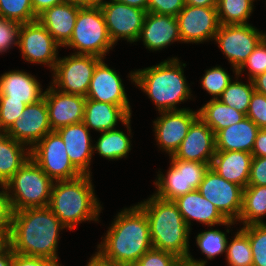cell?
Returning a JSON list of instances; mask_svg holds the SVG:
<instances>
[{
	"label": "cell",
	"instance_id": "cell-1",
	"mask_svg": "<svg viewBox=\"0 0 266 266\" xmlns=\"http://www.w3.org/2000/svg\"><path fill=\"white\" fill-rule=\"evenodd\" d=\"M152 247L148 218L136 204L118 212L91 257L96 262L135 264Z\"/></svg>",
	"mask_w": 266,
	"mask_h": 266
},
{
	"label": "cell",
	"instance_id": "cell-2",
	"mask_svg": "<svg viewBox=\"0 0 266 266\" xmlns=\"http://www.w3.org/2000/svg\"><path fill=\"white\" fill-rule=\"evenodd\" d=\"M64 228L48 206L15 211L7 243L14 253L59 261L56 251Z\"/></svg>",
	"mask_w": 266,
	"mask_h": 266
},
{
	"label": "cell",
	"instance_id": "cell-3",
	"mask_svg": "<svg viewBox=\"0 0 266 266\" xmlns=\"http://www.w3.org/2000/svg\"><path fill=\"white\" fill-rule=\"evenodd\" d=\"M179 61L177 57H172L152 67L129 73L131 82L152 99L159 112L187 109H179L176 105L191 99L192 92L184 76L183 67L186 64Z\"/></svg>",
	"mask_w": 266,
	"mask_h": 266
},
{
	"label": "cell",
	"instance_id": "cell-4",
	"mask_svg": "<svg viewBox=\"0 0 266 266\" xmlns=\"http://www.w3.org/2000/svg\"><path fill=\"white\" fill-rule=\"evenodd\" d=\"M137 205L148 218L153 248L170 252L185 262L190 256L191 229L181 216L176 203L153 194Z\"/></svg>",
	"mask_w": 266,
	"mask_h": 266
},
{
	"label": "cell",
	"instance_id": "cell-5",
	"mask_svg": "<svg viewBox=\"0 0 266 266\" xmlns=\"http://www.w3.org/2000/svg\"><path fill=\"white\" fill-rule=\"evenodd\" d=\"M91 176L81 175L53 183L48 207L69 230L85 221L99 222L102 207L96 198Z\"/></svg>",
	"mask_w": 266,
	"mask_h": 266
},
{
	"label": "cell",
	"instance_id": "cell-6",
	"mask_svg": "<svg viewBox=\"0 0 266 266\" xmlns=\"http://www.w3.org/2000/svg\"><path fill=\"white\" fill-rule=\"evenodd\" d=\"M53 183L30 157L3 186L12 212L48 206Z\"/></svg>",
	"mask_w": 266,
	"mask_h": 266
},
{
	"label": "cell",
	"instance_id": "cell-7",
	"mask_svg": "<svg viewBox=\"0 0 266 266\" xmlns=\"http://www.w3.org/2000/svg\"><path fill=\"white\" fill-rule=\"evenodd\" d=\"M66 46L77 50L73 54L95 55L104 59L114 44L100 7H80L72 36L63 47Z\"/></svg>",
	"mask_w": 266,
	"mask_h": 266
},
{
	"label": "cell",
	"instance_id": "cell-8",
	"mask_svg": "<svg viewBox=\"0 0 266 266\" xmlns=\"http://www.w3.org/2000/svg\"><path fill=\"white\" fill-rule=\"evenodd\" d=\"M169 157L171 162L167 174L160 171L153 183L157 186L154 195L163 200L174 201L198 190L211 164L175 159L172 155Z\"/></svg>",
	"mask_w": 266,
	"mask_h": 266
},
{
	"label": "cell",
	"instance_id": "cell-9",
	"mask_svg": "<svg viewBox=\"0 0 266 266\" xmlns=\"http://www.w3.org/2000/svg\"><path fill=\"white\" fill-rule=\"evenodd\" d=\"M101 60L95 55L73 53L58 58L51 85L60 92L86 97L94 69Z\"/></svg>",
	"mask_w": 266,
	"mask_h": 266
},
{
	"label": "cell",
	"instance_id": "cell-10",
	"mask_svg": "<svg viewBox=\"0 0 266 266\" xmlns=\"http://www.w3.org/2000/svg\"><path fill=\"white\" fill-rule=\"evenodd\" d=\"M30 157L54 182L82 175L71 163L66 146L56 131L47 133L30 150Z\"/></svg>",
	"mask_w": 266,
	"mask_h": 266
},
{
	"label": "cell",
	"instance_id": "cell-11",
	"mask_svg": "<svg viewBox=\"0 0 266 266\" xmlns=\"http://www.w3.org/2000/svg\"><path fill=\"white\" fill-rule=\"evenodd\" d=\"M265 36V33L249 23L220 24L214 40L234 68L233 72L237 75V70Z\"/></svg>",
	"mask_w": 266,
	"mask_h": 266
},
{
	"label": "cell",
	"instance_id": "cell-12",
	"mask_svg": "<svg viewBox=\"0 0 266 266\" xmlns=\"http://www.w3.org/2000/svg\"><path fill=\"white\" fill-rule=\"evenodd\" d=\"M18 47L28 63L45 64L53 71L58 61V48L61 46L47 29L35 20L21 25Z\"/></svg>",
	"mask_w": 266,
	"mask_h": 266
},
{
	"label": "cell",
	"instance_id": "cell-13",
	"mask_svg": "<svg viewBox=\"0 0 266 266\" xmlns=\"http://www.w3.org/2000/svg\"><path fill=\"white\" fill-rule=\"evenodd\" d=\"M100 8L114 45L120 39L138 42L147 11L113 0L105 1Z\"/></svg>",
	"mask_w": 266,
	"mask_h": 266
},
{
	"label": "cell",
	"instance_id": "cell-14",
	"mask_svg": "<svg viewBox=\"0 0 266 266\" xmlns=\"http://www.w3.org/2000/svg\"><path fill=\"white\" fill-rule=\"evenodd\" d=\"M200 194L212 202L227 219L238 220L242 210L243 188L209 168L199 185Z\"/></svg>",
	"mask_w": 266,
	"mask_h": 266
},
{
	"label": "cell",
	"instance_id": "cell-15",
	"mask_svg": "<svg viewBox=\"0 0 266 266\" xmlns=\"http://www.w3.org/2000/svg\"><path fill=\"white\" fill-rule=\"evenodd\" d=\"M176 19L182 43L212 41L220 26L216 7L185 5Z\"/></svg>",
	"mask_w": 266,
	"mask_h": 266
},
{
	"label": "cell",
	"instance_id": "cell-16",
	"mask_svg": "<svg viewBox=\"0 0 266 266\" xmlns=\"http://www.w3.org/2000/svg\"><path fill=\"white\" fill-rule=\"evenodd\" d=\"M52 132L45 99L26 105L22 115L5 131L14 140L30 150L47 134Z\"/></svg>",
	"mask_w": 266,
	"mask_h": 266
},
{
	"label": "cell",
	"instance_id": "cell-17",
	"mask_svg": "<svg viewBox=\"0 0 266 266\" xmlns=\"http://www.w3.org/2000/svg\"><path fill=\"white\" fill-rule=\"evenodd\" d=\"M159 115L161 116L153 121L155 139L160 149L171 156L179 148L199 113L187 108L159 112Z\"/></svg>",
	"mask_w": 266,
	"mask_h": 266
},
{
	"label": "cell",
	"instance_id": "cell-18",
	"mask_svg": "<svg viewBox=\"0 0 266 266\" xmlns=\"http://www.w3.org/2000/svg\"><path fill=\"white\" fill-rule=\"evenodd\" d=\"M43 98L47 104L52 131L83 122L85 96L60 92L50 84Z\"/></svg>",
	"mask_w": 266,
	"mask_h": 266
},
{
	"label": "cell",
	"instance_id": "cell-19",
	"mask_svg": "<svg viewBox=\"0 0 266 266\" xmlns=\"http://www.w3.org/2000/svg\"><path fill=\"white\" fill-rule=\"evenodd\" d=\"M215 153V133L198 117L172 156L175 159L211 164Z\"/></svg>",
	"mask_w": 266,
	"mask_h": 266
},
{
	"label": "cell",
	"instance_id": "cell-20",
	"mask_svg": "<svg viewBox=\"0 0 266 266\" xmlns=\"http://www.w3.org/2000/svg\"><path fill=\"white\" fill-rule=\"evenodd\" d=\"M103 60L94 69L86 98L118 106H130L120 75Z\"/></svg>",
	"mask_w": 266,
	"mask_h": 266
},
{
	"label": "cell",
	"instance_id": "cell-21",
	"mask_svg": "<svg viewBox=\"0 0 266 266\" xmlns=\"http://www.w3.org/2000/svg\"><path fill=\"white\" fill-rule=\"evenodd\" d=\"M56 132L62 138L73 166L82 175H91L90 163L94 151L89 128L81 122L63 126Z\"/></svg>",
	"mask_w": 266,
	"mask_h": 266
},
{
	"label": "cell",
	"instance_id": "cell-22",
	"mask_svg": "<svg viewBox=\"0 0 266 266\" xmlns=\"http://www.w3.org/2000/svg\"><path fill=\"white\" fill-rule=\"evenodd\" d=\"M146 49L159 51L175 41H181L175 16L147 12L138 38Z\"/></svg>",
	"mask_w": 266,
	"mask_h": 266
},
{
	"label": "cell",
	"instance_id": "cell-23",
	"mask_svg": "<svg viewBox=\"0 0 266 266\" xmlns=\"http://www.w3.org/2000/svg\"><path fill=\"white\" fill-rule=\"evenodd\" d=\"M174 202L189 228L193 219L210 227L214 225L230 227L236 224V221L227 220L215 205L204 198L198 190L180 196Z\"/></svg>",
	"mask_w": 266,
	"mask_h": 266
},
{
	"label": "cell",
	"instance_id": "cell-24",
	"mask_svg": "<svg viewBox=\"0 0 266 266\" xmlns=\"http://www.w3.org/2000/svg\"><path fill=\"white\" fill-rule=\"evenodd\" d=\"M131 112V106H118L86 98L83 123L89 129L105 132L115 129L117 122L121 121L132 135Z\"/></svg>",
	"mask_w": 266,
	"mask_h": 266
},
{
	"label": "cell",
	"instance_id": "cell-25",
	"mask_svg": "<svg viewBox=\"0 0 266 266\" xmlns=\"http://www.w3.org/2000/svg\"><path fill=\"white\" fill-rule=\"evenodd\" d=\"M41 84L31 74L23 70H11L0 76V98L34 104L44 97Z\"/></svg>",
	"mask_w": 266,
	"mask_h": 266
},
{
	"label": "cell",
	"instance_id": "cell-26",
	"mask_svg": "<svg viewBox=\"0 0 266 266\" xmlns=\"http://www.w3.org/2000/svg\"><path fill=\"white\" fill-rule=\"evenodd\" d=\"M80 7L68 0L46 9L37 20L63 47L72 36Z\"/></svg>",
	"mask_w": 266,
	"mask_h": 266
},
{
	"label": "cell",
	"instance_id": "cell-27",
	"mask_svg": "<svg viewBox=\"0 0 266 266\" xmlns=\"http://www.w3.org/2000/svg\"><path fill=\"white\" fill-rule=\"evenodd\" d=\"M252 158V153L244 151H216L210 168L244 189L248 186Z\"/></svg>",
	"mask_w": 266,
	"mask_h": 266
},
{
	"label": "cell",
	"instance_id": "cell-28",
	"mask_svg": "<svg viewBox=\"0 0 266 266\" xmlns=\"http://www.w3.org/2000/svg\"><path fill=\"white\" fill-rule=\"evenodd\" d=\"M260 128L247 116L215 134L216 151H244L251 153Z\"/></svg>",
	"mask_w": 266,
	"mask_h": 266
},
{
	"label": "cell",
	"instance_id": "cell-29",
	"mask_svg": "<svg viewBox=\"0 0 266 266\" xmlns=\"http://www.w3.org/2000/svg\"><path fill=\"white\" fill-rule=\"evenodd\" d=\"M6 133L0 135V186L4 184L30 158V149Z\"/></svg>",
	"mask_w": 266,
	"mask_h": 266
},
{
	"label": "cell",
	"instance_id": "cell-30",
	"mask_svg": "<svg viewBox=\"0 0 266 266\" xmlns=\"http://www.w3.org/2000/svg\"><path fill=\"white\" fill-rule=\"evenodd\" d=\"M198 113L215 134L246 117L244 113L222 103L219 99H210L198 110Z\"/></svg>",
	"mask_w": 266,
	"mask_h": 266
},
{
	"label": "cell",
	"instance_id": "cell-31",
	"mask_svg": "<svg viewBox=\"0 0 266 266\" xmlns=\"http://www.w3.org/2000/svg\"><path fill=\"white\" fill-rule=\"evenodd\" d=\"M266 186H247L243 189L242 210L238 218L243 226L266 223Z\"/></svg>",
	"mask_w": 266,
	"mask_h": 266
},
{
	"label": "cell",
	"instance_id": "cell-32",
	"mask_svg": "<svg viewBox=\"0 0 266 266\" xmlns=\"http://www.w3.org/2000/svg\"><path fill=\"white\" fill-rule=\"evenodd\" d=\"M100 133L99 139L93 144V151H97L100 156L108 160H120L127 157L131 150L130 135L127 136L116 128Z\"/></svg>",
	"mask_w": 266,
	"mask_h": 266
},
{
	"label": "cell",
	"instance_id": "cell-33",
	"mask_svg": "<svg viewBox=\"0 0 266 266\" xmlns=\"http://www.w3.org/2000/svg\"><path fill=\"white\" fill-rule=\"evenodd\" d=\"M255 0H218L217 13L221 25L248 24Z\"/></svg>",
	"mask_w": 266,
	"mask_h": 266
},
{
	"label": "cell",
	"instance_id": "cell-34",
	"mask_svg": "<svg viewBox=\"0 0 266 266\" xmlns=\"http://www.w3.org/2000/svg\"><path fill=\"white\" fill-rule=\"evenodd\" d=\"M235 77L236 80L228 84L227 88L218 99L222 103L234 107L237 111L246 115L254 92V85L251 80H249V84H245L238 81V75Z\"/></svg>",
	"mask_w": 266,
	"mask_h": 266
},
{
	"label": "cell",
	"instance_id": "cell-35",
	"mask_svg": "<svg viewBox=\"0 0 266 266\" xmlns=\"http://www.w3.org/2000/svg\"><path fill=\"white\" fill-rule=\"evenodd\" d=\"M226 260L229 266H252L253 255L248 236L240 229L236 232L226 249Z\"/></svg>",
	"mask_w": 266,
	"mask_h": 266
},
{
	"label": "cell",
	"instance_id": "cell-36",
	"mask_svg": "<svg viewBox=\"0 0 266 266\" xmlns=\"http://www.w3.org/2000/svg\"><path fill=\"white\" fill-rule=\"evenodd\" d=\"M210 228V230L198 233L196 237V245L207 260L226 253L227 243H229L225 232L212 229V226Z\"/></svg>",
	"mask_w": 266,
	"mask_h": 266
},
{
	"label": "cell",
	"instance_id": "cell-37",
	"mask_svg": "<svg viewBox=\"0 0 266 266\" xmlns=\"http://www.w3.org/2000/svg\"><path fill=\"white\" fill-rule=\"evenodd\" d=\"M250 241L252 266H266V223L250 224L240 228Z\"/></svg>",
	"mask_w": 266,
	"mask_h": 266
},
{
	"label": "cell",
	"instance_id": "cell-38",
	"mask_svg": "<svg viewBox=\"0 0 266 266\" xmlns=\"http://www.w3.org/2000/svg\"><path fill=\"white\" fill-rule=\"evenodd\" d=\"M0 18L21 24L37 20L31 0H0Z\"/></svg>",
	"mask_w": 266,
	"mask_h": 266
},
{
	"label": "cell",
	"instance_id": "cell-39",
	"mask_svg": "<svg viewBox=\"0 0 266 266\" xmlns=\"http://www.w3.org/2000/svg\"><path fill=\"white\" fill-rule=\"evenodd\" d=\"M231 79L224 68L215 66L206 70L201 79V85L207 93L212 95V99H218L232 81Z\"/></svg>",
	"mask_w": 266,
	"mask_h": 266
},
{
	"label": "cell",
	"instance_id": "cell-40",
	"mask_svg": "<svg viewBox=\"0 0 266 266\" xmlns=\"http://www.w3.org/2000/svg\"><path fill=\"white\" fill-rule=\"evenodd\" d=\"M248 67V80H253L258 75L266 72V36L256 46L254 51L249 55L247 60L237 70V75L241 76ZM245 69V70H244Z\"/></svg>",
	"mask_w": 266,
	"mask_h": 266
},
{
	"label": "cell",
	"instance_id": "cell-41",
	"mask_svg": "<svg viewBox=\"0 0 266 266\" xmlns=\"http://www.w3.org/2000/svg\"><path fill=\"white\" fill-rule=\"evenodd\" d=\"M182 262L176 255L152 247L135 263V266H180Z\"/></svg>",
	"mask_w": 266,
	"mask_h": 266
},
{
	"label": "cell",
	"instance_id": "cell-42",
	"mask_svg": "<svg viewBox=\"0 0 266 266\" xmlns=\"http://www.w3.org/2000/svg\"><path fill=\"white\" fill-rule=\"evenodd\" d=\"M21 23L0 18V53L7 52L12 46L19 44Z\"/></svg>",
	"mask_w": 266,
	"mask_h": 266
},
{
	"label": "cell",
	"instance_id": "cell-43",
	"mask_svg": "<svg viewBox=\"0 0 266 266\" xmlns=\"http://www.w3.org/2000/svg\"><path fill=\"white\" fill-rule=\"evenodd\" d=\"M26 104L22 101L0 98V125L6 131L17 117L22 115Z\"/></svg>",
	"mask_w": 266,
	"mask_h": 266
},
{
	"label": "cell",
	"instance_id": "cell-44",
	"mask_svg": "<svg viewBox=\"0 0 266 266\" xmlns=\"http://www.w3.org/2000/svg\"><path fill=\"white\" fill-rule=\"evenodd\" d=\"M246 116L260 129H266V95L254 90Z\"/></svg>",
	"mask_w": 266,
	"mask_h": 266
},
{
	"label": "cell",
	"instance_id": "cell-45",
	"mask_svg": "<svg viewBox=\"0 0 266 266\" xmlns=\"http://www.w3.org/2000/svg\"><path fill=\"white\" fill-rule=\"evenodd\" d=\"M186 5V0H149L147 12L177 16Z\"/></svg>",
	"mask_w": 266,
	"mask_h": 266
},
{
	"label": "cell",
	"instance_id": "cell-46",
	"mask_svg": "<svg viewBox=\"0 0 266 266\" xmlns=\"http://www.w3.org/2000/svg\"><path fill=\"white\" fill-rule=\"evenodd\" d=\"M0 187V235L7 241L11 230L12 210L4 187Z\"/></svg>",
	"mask_w": 266,
	"mask_h": 266
},
{
	"label": "cell",
	"instance_id": "cell-47",
	"mask_svg": "<svg viewBox=\"0 0 266 266\" xmlns=\"http://www.w3.org/2000/svg\"><path fill=\"white\" fill-rule=\"evenodd\" d=\"M248 186H266V157H253Z\"/></svg>",
	"mask_w": 266,
	"mask_h": 266
},
{
	"label": "cell",
	"instance_id": "cell-48",
	"mask_svg": "<svg viewBox=\"0 0 266 266\" xmlns=\"http://www.w3.org/2000/svg\"><path fill=\"white\" fill-rule=\"evenodd\" d=\"M11 266H61L59 261L43 257L27 256L13 252Z\"/></svg>",
	"mask_w": 266,
	"mask_h": 266
},
{
	"label": "cell",
	"instance_id": "cell-49",
	"mask_svg": "<svg viewBox=\"0 0 266 266\" xmlns=\"http://www.w3.org/2000/svg\"><path fill=\"white\" fill-rule=\"evenodd\" d=\"M251 153L253 157H266V129L258 131Z\"/></svg>",
	"mask_w": 266,
	"mask_h": 266
},
{
	"label": "cell",
	"instance_id": "cell-50",
	"mask_svg": "<svg viewBox=\"0 0 266 266\" xmlns=\"http://www.w3.org/2000/svg\"><path fill=\"white\" fill-rule=\"evenodd\" d=\"M68 0H31L35 15L38 17L46 9Z\"/></svg>",
	"mask_w": 266,
	"mask_h": 266
},
{
	"label": "cell",
	"instance_id": "cell-51",
	"mask_svg": "<svg viewBox=\"0 0 266 266\" xmlns=\"http://www.w3.org/2000/svg\"><path fill=\"white\" fill-rule=\"evenodd\" d=\"M13 258V250L10 245L6 242L0 248V266H11Z\"/></svg>",
	"mask_w": 266,
	"mask_h": 266
},
{
	"label": "cell",
	"instance_id": "cell-52",
	"mask_svg": "<svg viewBox=\"0 0 266 266\" xmlns=\"http://www.w3.org/2000/svg\"><path fill=\"white\" fill-rule=\"evenodd\" d=\"M252 82L255 91L266 95V72L255 77Z\"/></svg>",
	"mask_w": 266,
	"mask_h": 266
},
{
	"label": "cell",
	"instance_id": "cell-53",
	"mask_svg": "<svg viewBox=\"0 0 266 266\" xmlns=\"http://www.w3.org/2000/svg\"><path fill=\"white\" fill-rule=\"evenodd\" d=\"M218 0H186V5L196 7H217Z\"/></svg>",
	"mask_w": 266,
	"mask_h": 266
},
{
	"label": "cell",
	"instance_id": "cell-54",
	"mask_svg": "<svg viewBox=\"0 0 266 266\" xmlns=\"http://www.w3.org/2000/svg\"><path fill=\"white\" fill-rule=\"evenodd\" d=\"M116 2H120L129 6L137 7L142 10L147 11V6L149 3V0H113Z\"/></svg>",
	"mask_w": 266,
	"mask_h": 266
},
{
	"label": "cell",
	"instance_id": "cell-55",
	"mask_svg": "<svg viewBox=\"0 0 266 266\" xmlns=\"http://www.w3.org/2000/svg\"><path fill=\"white\" fill-rule=\"evenodd\" d=\"M70 2L79 5L81 7H100L105 0H69Z\"/></svg>",
	"mask_w": 266,
	"mask_h": 266
},
{
	"label": "cell",
	"instance_id": "cell-56",
	"mask_svg": "<svg viewBox=\"0 0 266 266\" xmlns=\"http://www.w3.org/2000/svg\"><path fill=\"white\" fill-rule=\"evenodd\" d=\"M207 260H195L192 255L188 256L185 262H182L180 266H206Z\"/></svg>",
	"mask_w": 266,
	"mask_h": 266
},
{
	"label": "cell",
	"instance_id": "cell-57",
	"mask_svg": "<svg viewBox=\"0 0 266 266\" xmlns=\"http://www.w3.org/2000/svg\"><path fill=\"white\" fill-rule=\"evenodd\" d=\"M100 266H135L131 263H117V262H97Z\"/></svg>",
	"mask_w": 266,
	"mask_h": 266
},
{
	"label": "cell",
	"instance_id": "cell-58",
	"mask_svg": "<svg viewBox=\"0 0 266 266\" xmlns=\"http://www.w3.org/2000/svg\"><path fill=\"white\" fill-rule=\"evenodd\" d=\"M87 266H100L92 257L87 262Z\"/></svg>",
	"mask_w": 266,
	"mask_h": 266
},
{
	"label": "cell",
	"instance_id": "cell-59",
	"mask_svg": "<svg viewBox=\"0 0 266 266\" xmlns=\"http://www.w3.org/2000/svg\"><path fill=\"white\" fill-rule=\"evenodd\" d=\"M7 241L0 235V248L6 243Z\"/></svg>",
	"mask_w": 266,
	"mask_h": 266
},
{
	"label": "cell",
	"instance_id": "cell-60",
	"mask_svg": "<svg viewBox=\"0 0 266 266\" xmlns=\"http://www.w3.org/2000/svg\"><path fill=\"white\" fill-rule=\"evenodd\" d=\"M5 133V131H4V129L1 127V125H0V135H2V134H4Z\"/></svg>",
	"mask_w": 266,
	"mask_h": 266
}]
</instances>
